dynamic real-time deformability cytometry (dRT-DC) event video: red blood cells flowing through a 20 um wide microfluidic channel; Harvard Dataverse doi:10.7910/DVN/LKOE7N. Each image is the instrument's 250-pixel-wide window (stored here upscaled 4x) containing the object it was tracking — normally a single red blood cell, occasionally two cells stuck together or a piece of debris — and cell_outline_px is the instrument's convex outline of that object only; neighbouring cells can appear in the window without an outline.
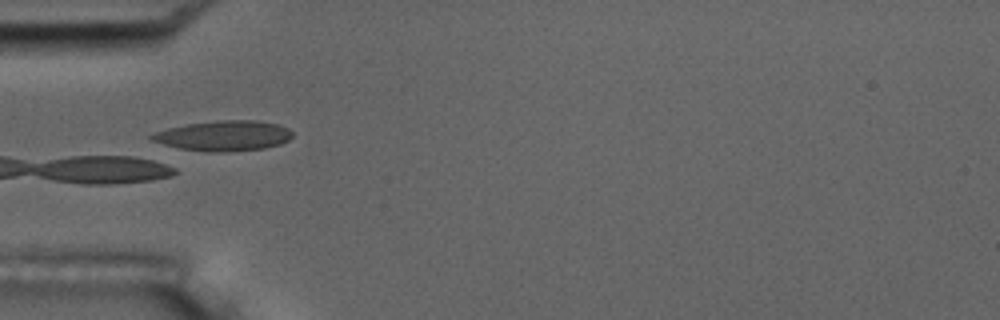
{"species": "common noctule bat (a hibernating species)", "species_latin": "Nyctalus noctula", "temperature_condition": "room temperature", "stored_images_in_passage": 6, "camera_frame_rate_fps": 3000, "um_per_image_px": 0.085, "animal": {"sex": "male", "body_mass_g": 17.5, "forearm_length_mm": 52.3}, "frame": {"image": 1, "passage_image": 5, "time_ms": 4.667, "image_size_px": [1000, 320], "cell_outline_px": [[292, 136], [288, 140], [280, 144], [264, 148], [220, 152], [204, 152], [180, 148], [164, 144], [152, 140], [148, 136], [156, 132], [168, 128], [188, 124], [216, 120], [256, 120], [280, 124], [288, 128], [292, 132]], "centroid_in_image_um": [19.04, 11.53], "position_along_channel_um": 66.0, "area_um2": 24.74}}